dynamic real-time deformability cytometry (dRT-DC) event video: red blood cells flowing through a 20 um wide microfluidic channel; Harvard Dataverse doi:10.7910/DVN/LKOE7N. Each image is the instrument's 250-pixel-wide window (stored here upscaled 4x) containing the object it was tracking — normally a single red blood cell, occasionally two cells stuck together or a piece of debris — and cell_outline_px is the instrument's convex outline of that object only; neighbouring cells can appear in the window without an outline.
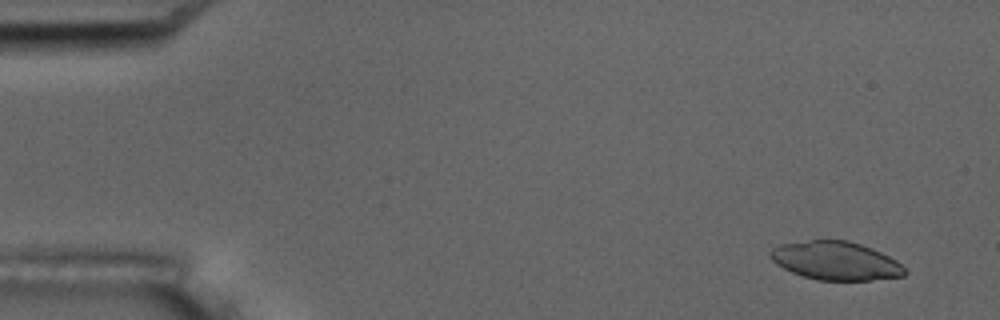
{"species": "common noctule bat (a hibernating species)", "species_latin": "Nyctalus noctula", "temperature_condition": "room temperature", "stored_images_in_passage": 7, "camera_frame_rate_fps": 3000, "um_per_image_px": 0.085, "animal": {"sex": "male", "body_mass_g": 17.5, "forearm_length_mm": 52.3}, "frame": {"image": 1, "passage_image": 2, "time_ms": 1.0, "image_size_px": [1000, 320], "cell_outline_px": [[908, 272], [904, 276], [868, 280], [816, 280], [792, 272], [776, 264], [772, 260], [768, 252], [772, 248], [780, 244], [812, 240], [848, 240], [872, 248], [896, 260]], "centroid_in_image_um": [71.02, 22.16], "position_along_channel_um": 14.0, "area_um2": 30.0}}